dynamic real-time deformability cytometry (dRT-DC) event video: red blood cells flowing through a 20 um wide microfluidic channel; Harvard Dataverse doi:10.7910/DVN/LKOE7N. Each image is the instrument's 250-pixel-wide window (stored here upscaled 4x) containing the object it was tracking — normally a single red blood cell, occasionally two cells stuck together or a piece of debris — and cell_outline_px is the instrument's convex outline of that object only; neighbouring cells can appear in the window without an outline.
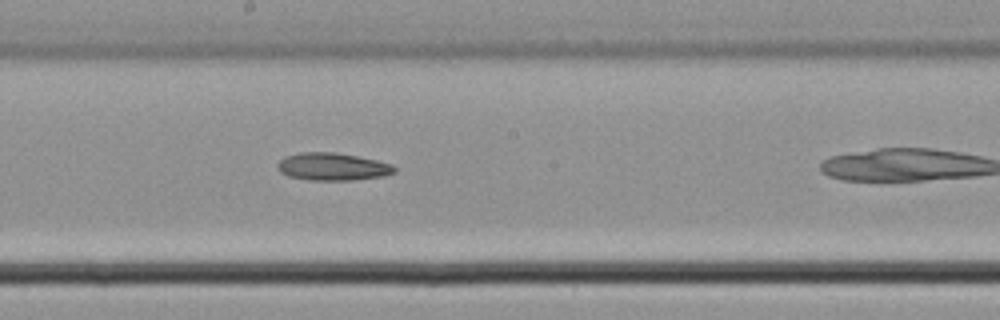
{"species": "common noctule bat (a hibernating species)", "species_latin": "Nyctalus noctula", "temperature_condition": "cold", "stored_images_in_passage": 25, "camera_frame_rate_fps": 3000, "um_per_image_px": 0.085, "animal": {"sex": "male", "body_mass_g": 21.5, "forearm_length_mm": 52.0}, "frame": {"image": 1, "passage_image": 15, "time_ms": 4.667, "image_size_px": [1000, 320], "cell_outline_px": [[396, 172], [384, 176], [352, 180], [308, 180], [288, 176], [280, 172], [276, 168], [276, 164], [284, 156], [300, 152], [332, 152], [356, 156], [376, 160], [392, 164], [396, 168]], "centroid_in_image_um": [28.23, 14.17], "position_along_channel_um": 220.0, "area_um2": 18.9}}